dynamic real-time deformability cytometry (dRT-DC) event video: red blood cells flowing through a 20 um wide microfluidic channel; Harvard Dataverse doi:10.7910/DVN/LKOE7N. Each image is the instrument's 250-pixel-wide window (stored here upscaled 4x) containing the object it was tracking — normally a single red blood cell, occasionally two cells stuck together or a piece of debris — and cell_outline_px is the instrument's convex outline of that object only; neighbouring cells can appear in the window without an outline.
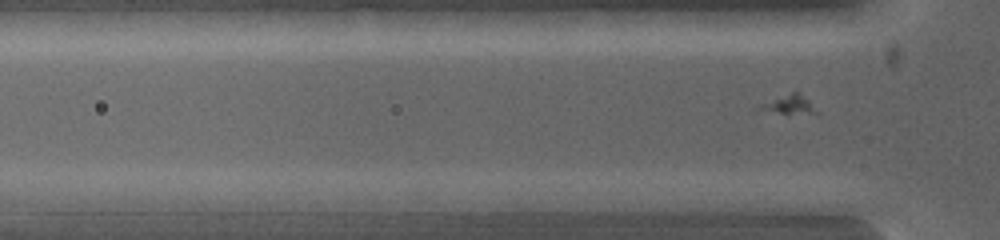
{"species": "common noctule bat (a hibernating species)", "species_latin": "Nyctalus noctula", "temperature_condition": "warm", "stored_images_in_passage": 3, "segment_of_instrument_passage": [2, 2], "camera_frame_rate_fps": 5000, "um_per_image_px": 0.085, "animal": {"sex": "female", "body_mass_g": 19.0, "forearm_length_mm": 53.3}, "frame": {"image": 1, "passage_image": 3, "time_ms": 0.8, "image_size_px": [1000, 240], "cell_outline_px": [[600, 200], [588, 208], [564, 212], [496, 212], [492, 200], [556, 192]], "centroid_in_image_um": [46.21, 17.28], "position_along_channel_um": 79.6, "area_um2": 11.27}}